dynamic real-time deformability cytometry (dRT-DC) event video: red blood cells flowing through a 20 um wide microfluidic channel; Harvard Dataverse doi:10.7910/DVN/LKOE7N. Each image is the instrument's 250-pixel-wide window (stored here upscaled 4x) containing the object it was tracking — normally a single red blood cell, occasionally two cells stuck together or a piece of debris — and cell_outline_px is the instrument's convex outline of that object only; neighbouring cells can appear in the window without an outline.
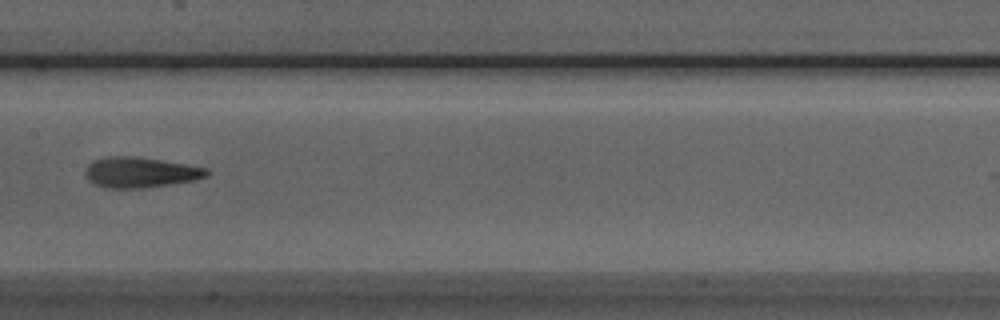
{"species": "Egyptian fruit bat (a non-hibernating species)", "species_latin": "Rousettus aegyptiacus", "temperature_condition": "room temperature", "stored_images_in_passage": 8, "camera_frame_rate_fps": 3000, "um_per_image_px": 0.085, "animal": {"sex": "male"}, "frame": {"image": 1, "passage_image": 8, "time_ms": 8.0, "image_size_px": [1000, 320], "cell_outline_px": [[212, 172], [208, 176], [196, 180], [144, 188], [104, 188], [88, 180], [84, 172], [84, 168], [92, 160], [108, 156], [132, 156], [160, 160], [208, 168]], "centroid_in_image_um": [11.92, 14.65], "position_along_channel_um": 195.5, "area_um2": 21.73}}